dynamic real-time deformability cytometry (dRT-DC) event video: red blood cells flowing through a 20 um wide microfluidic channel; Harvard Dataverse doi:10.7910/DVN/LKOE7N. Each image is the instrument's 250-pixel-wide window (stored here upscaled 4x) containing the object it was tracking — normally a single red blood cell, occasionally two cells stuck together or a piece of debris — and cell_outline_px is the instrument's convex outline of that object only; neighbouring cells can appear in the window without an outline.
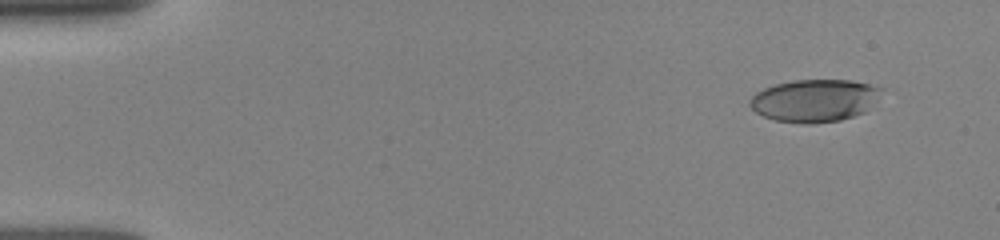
{"species": "human", "species_latin": "Homo sapiens", "temperature_condition": "room temperature", "stored_images_in_passage": 40, "camera_frame_rate_fps": 3000, "um_per_image_px": 0.085, "donor": {"sex": "female"}, "frame": {"image": 1, "passage_image": 3, "time_ms": 0.667, "image_size_px": [1000, 240], "cell_outline_px": [[884, 88], [876, 100], [864, 112], [840, 120], [812, 124], [804, 124], [776, 120], [764, 116], [756, 112], [748, 104], [748, 100], [756, 92], [764, 88], [776, 84], [792, 80], [852, 80]], "centroid_in_image_um": [69.22, 8.54], "position_along_channel_um": 15.8, "area_um2": 32.54}}
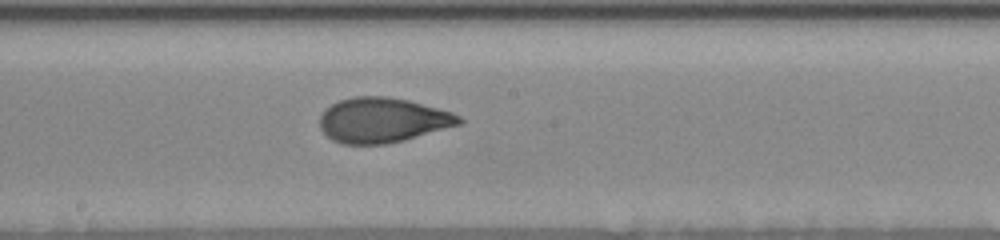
{"frame": {"image": 2, "passage_image": 22, "time_ms": 7.0, "image_size_px": [1000, 240], "cell_outline_px": [[464, 124], [404, 140], [384, 144], [344, 144], [332, 140], [320, 128], [320, 116], [324, 108], [340, 100], [356, 96], [388, 96], [408, 100], [452, 112], [460, 116], [464, 120]], "centroid_in_image_um": [32.54, 10.21], "position_along_channel_um": 215.7, "area_um2": 36.65}}
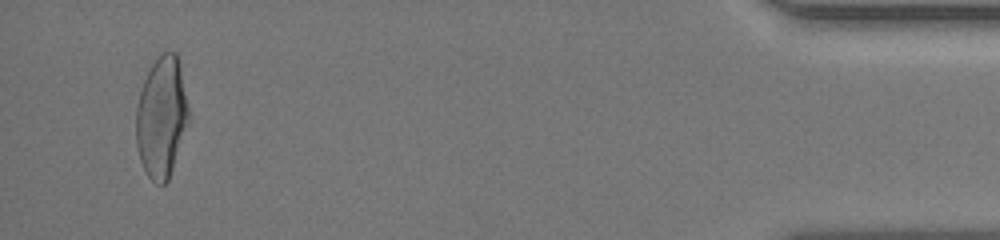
{"frame": {"image": 3, "passage_image": 39, "time_ms": 12.667, "image_size_px": [1000, 240], "cell_outline_px": [[188, 124], [168, 180], [164, 184], [156, 184], [148, 176], [140, 160], [136, 144], [136, 108], [140, 92], [144, 80], [152, 64], [160, 52], [176, 52], [180, 60], [188, 108]], "centroid_in_image_um": [13.73, 9.93], "position_along_channel_um": 421.5, "area_um2": 36.99}}